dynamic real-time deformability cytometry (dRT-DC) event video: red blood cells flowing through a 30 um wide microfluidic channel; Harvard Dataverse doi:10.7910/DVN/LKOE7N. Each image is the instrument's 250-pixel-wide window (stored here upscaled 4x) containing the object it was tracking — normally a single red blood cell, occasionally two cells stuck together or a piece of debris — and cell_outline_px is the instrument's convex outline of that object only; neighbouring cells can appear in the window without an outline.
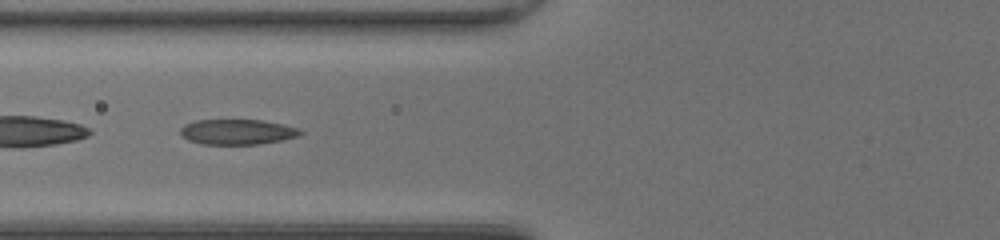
{"species": "common noctule bat (a hibernating species)", "species_latin": "Nyctalus noctula", "temperature_condition": "room temperature", "stored_images_in_passage": 27, "segment_of_instrument_passage": [2, 2], "camera_frame_rate_fps": 3000, "um_per_image_px": 0.085, "animal": {"sex": "female", "body_mass_g": 20.0, "forearm_length_mm": 54.0}, "frame": {"image": 1, "passage_image": 24, "time_ms": 7.667, "image_size_px": [1000, 240], "cell_outline_px": [[304, 132], [300, 136], [260, 144], [200, 144], [188, 140], [180, 136], [180, 128], [184, 124], [196, 120], [264, 120], [300, 128]], "centroid_in_image_um": [20.16, 11.21], "position_along_channel_um": 105.6, "area_um2": 17.86}}